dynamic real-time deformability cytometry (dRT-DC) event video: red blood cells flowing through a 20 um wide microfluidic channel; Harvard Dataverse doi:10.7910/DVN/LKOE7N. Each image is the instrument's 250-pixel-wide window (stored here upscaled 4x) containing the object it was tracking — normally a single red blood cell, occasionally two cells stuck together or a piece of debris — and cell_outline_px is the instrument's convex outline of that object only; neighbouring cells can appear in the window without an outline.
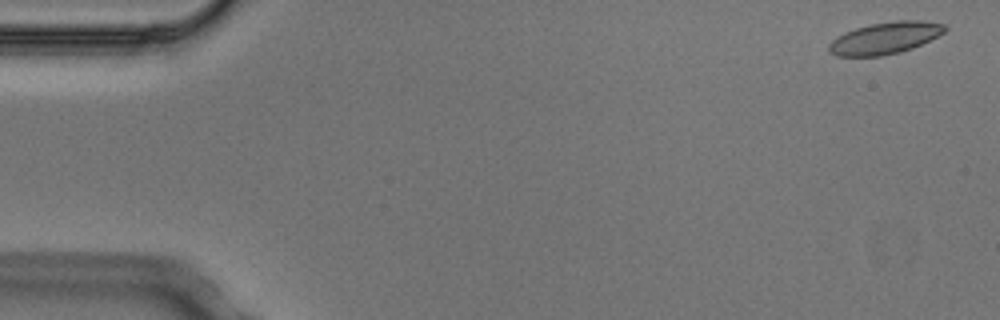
{"species": "Egyptian fruit bat (a non-hibernating species)", "species_latin": "Rousettus aegyptiacus", "temperature_condition": "cold", "stored_images_in_passage": 3, "camera_frame_rate_fps": 3000, "um_per_image_px": 0.085, "animal": {"sex": "male"}, "frame": {"image": 1, "passage_image": 1, "time_ms": 0.0, "image_size_px": [1000, 320], "cell_outline_px": [[948, 28], [944, 32], [912, 48], [900, 52], [880, 56], [836, 56], [828, 52], [828, 44], [836, 36], [844, 32], [856, 28], [872, 24], [896, 20], [920, 20], [944, 24]], "centroid_in_image_um": [75.18, 3.23], "position_along_channel_um": 9.8, "area_um2": 21.44}}